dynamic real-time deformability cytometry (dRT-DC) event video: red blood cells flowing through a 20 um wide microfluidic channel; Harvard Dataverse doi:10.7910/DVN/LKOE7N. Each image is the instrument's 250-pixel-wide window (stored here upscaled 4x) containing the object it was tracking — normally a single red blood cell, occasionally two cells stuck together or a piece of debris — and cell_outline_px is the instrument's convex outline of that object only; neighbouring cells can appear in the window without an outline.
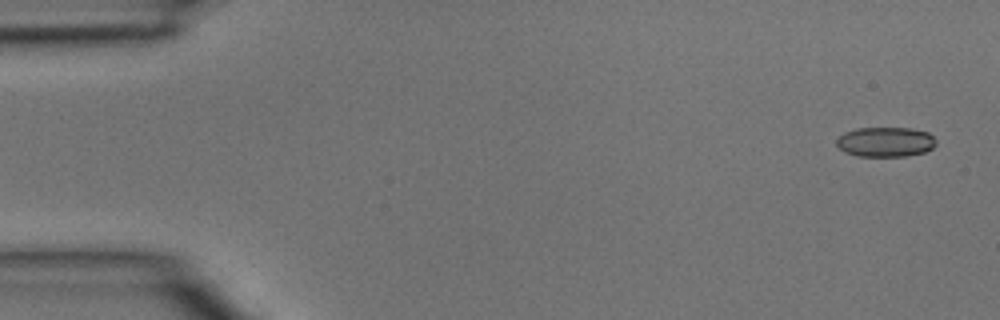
{"species": "common noctule bat (a hibernating species)", "species_latin": "Nyctalus noctula", "temperature_condition": "room temperature", "stored_images_in_passage": 9, "camera_frame_rate_fps": 3000, "um_per_image_px": 0.085, "animal": {"sex": "male", "body_mass_g": 15.6}, "frame": {"image": 1, "passage_image": 1, "time_ms": 0.0, "image_size_px": [1000, 320], "cell_outline_px": [[936, 144], [932, 148], [924, 152], [904, 156], [856, 156], [844, 152], [836, 144], [836, 140], [844, 132], [856, 128], [912, 128], [928, 132], [936, 140]], "centroid_in_image_um": [75.25, 12.06], "position_along_channel_um": 9.7, "area_um2": 17.34}}